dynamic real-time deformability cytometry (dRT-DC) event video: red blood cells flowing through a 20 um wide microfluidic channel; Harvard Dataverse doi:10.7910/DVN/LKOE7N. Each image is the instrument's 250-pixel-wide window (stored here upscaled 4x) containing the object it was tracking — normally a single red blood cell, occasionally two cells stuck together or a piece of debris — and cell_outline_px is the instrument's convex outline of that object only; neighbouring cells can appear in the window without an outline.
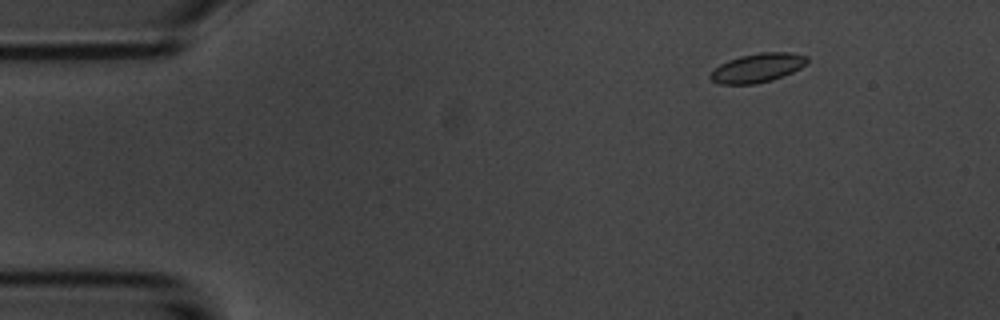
{"species": "common noctule bat (a hibernating species)", "species_latin": "Nyctalus noctula", "temperature_condition": "room temperature", "stored_images_in_passage": 9, "camera_frame_rate_fps": 3000, "um_per_image_px": 0.085, "animal": {"sex": "male", "body_mass_g": 20.1, "forearm_length_mm": 53.5}, "frame": {"image": 1, "passage_image": 1, "time_ms": 0.0, "image_size_px": [1000, 320], "cell_outline_px": [[808, 64], [784, 76], [772, 80], [756, 84], [720, 84], [712, 80], [708, 76], [720, 64], [728, 60], [740, 56], [760, 52], [792, 52], [808, 56]], "centroid_in_image_um": [64.43, 5.76], "position_along_channel_um": 20.6, "area_um2": 16.47}}
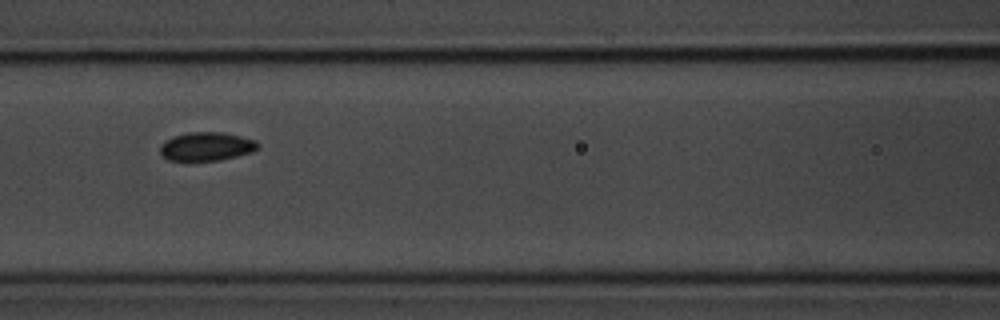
{"frame": {"image": 2, "passage_image": 6, "time_ms": 5.667, "image_size_px": [1000, 320], "cell_outline_px": [[260, 148], [252, 152], [220, 160], [168, 160], [160, 156], [160, 144], [164, 140], [172, 136], [188, 132], [224, 132], [256, 140], [260, 144]], "centroid_in_image_um": [17.54, 12.44], "position_along_channel_um": 149.1, "area_um2": 16.53}}
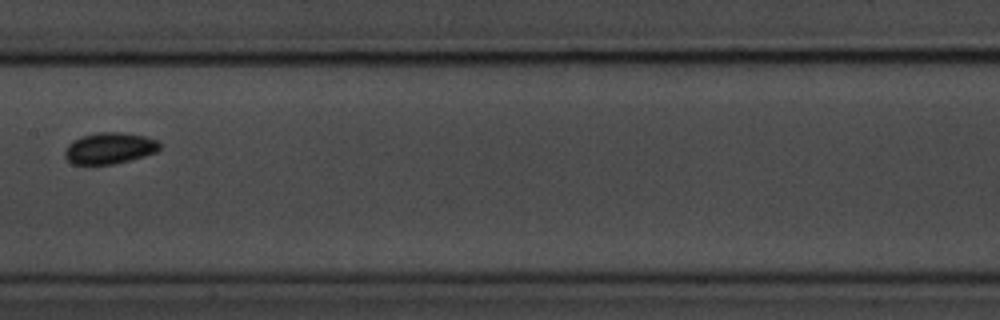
{"frame": {"image": 3, "passage_image": 7, "time_ms": 7.0, "image_size_px": [1000, 320], "cell_outline_px": [[160, 148], [156, 152], [144, 156], [112, 164], [72, 164], [64, 156], [64, 152], [68, 144], [72, 140], [80, 136], [96, 132], [120, 132], [144, 136], [156, 140], [160, 144]], "centroid_in_image_um": [9.27, 12.59], "position_along_channel_um": 198.1, "area_um2": 17.28}}